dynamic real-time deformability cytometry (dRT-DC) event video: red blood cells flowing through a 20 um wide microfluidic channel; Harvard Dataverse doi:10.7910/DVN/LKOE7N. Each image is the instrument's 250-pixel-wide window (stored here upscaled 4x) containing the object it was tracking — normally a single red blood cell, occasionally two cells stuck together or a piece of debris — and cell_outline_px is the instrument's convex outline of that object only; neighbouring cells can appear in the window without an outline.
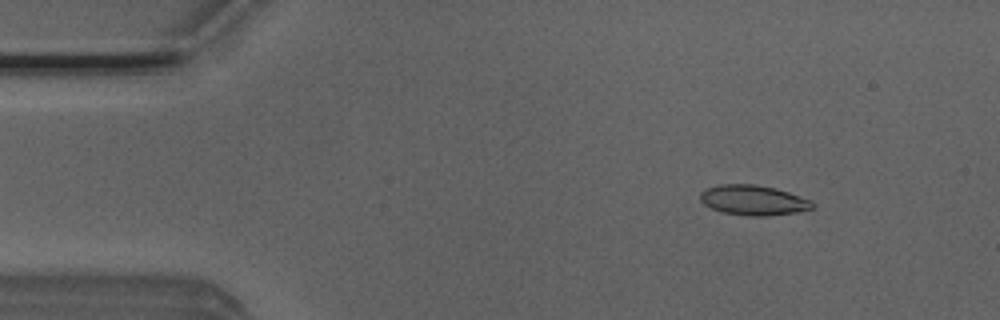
{"species": "Egyptian fruit bat (a non-hibernating species)", "species_latin": "Rousettus aegyptiacus", "temperature_condition": "room temperature", "stored_images_in_passage": 53, "camera_frame_rate_fps": 3000, "um_per_image_px": 0.085, "animal": {"sex": "male"}, "frame": {"image": 1, "passage_image": 7, "time_ms": 2.0, "image_size_px": [1000, 320], "cell_outline_px": [[816, 204], [812, 208], [796, 212], [768, 216], [748, 216], [724, 212], [712, 208], [704, 204], [700, 200], [700, 192], [704, 188], [720, 184], [756, 184], [776, 188], [812, 200]], "centroid_in_image_um": [64.03, 17.0], "position_along_channel_um": 21.0, "area_um2": 19.77}}
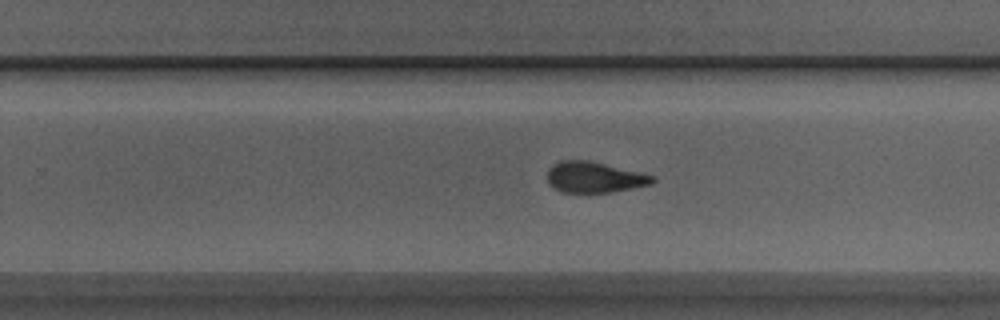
{"frame": {"image": 2, "passage_image": 33, "time_ms": 10.667, "image_size_px": [1000, 320], "cell_outline_px": [[656, 180], [652, 184], [612, 192], [560, 192], [548, 184], [548, 168], [552, 164], [560, 160], [588, 160], [656, 176]], "centroid_in_image_um": [50.5, 15.06], "position_along_channel_um": 279.3, "area_um2": 18.96}}
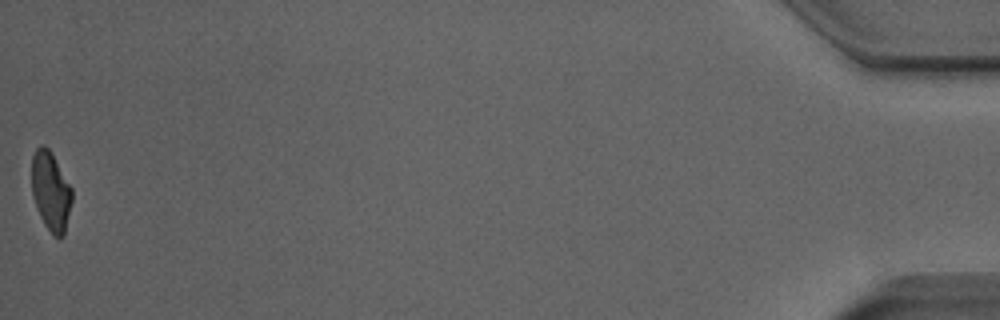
{"frame": {"image": 3, "passage_image": 53, "time_ms": 17.333, "image_size_px": [1000, 320], "cell_outline_px": [[72, 200], [64, 236], [60, 240], [52, 236], [44, 224], [40, 216], [32, 192], [32, 156], [36, 148], [40, 144], [44, 144], [48, 148], [72, 188]], "centroid_in_image_um": [4.32, 16.29], "position_along_channel_um": 430.9, "area_um2": 18.55}, "authors_computed_cell_mechanics": {"area_um2": 19.4786, "velocity_mm_per_s": 3.8591, "shape_relaxation_time_tau1_ms": 5.1444, "shape_relaxation_time_tau2_ms": 1.4575, "deformation_change_tau1": 0.1913, "deformation_change_tau2": 0.0982}}